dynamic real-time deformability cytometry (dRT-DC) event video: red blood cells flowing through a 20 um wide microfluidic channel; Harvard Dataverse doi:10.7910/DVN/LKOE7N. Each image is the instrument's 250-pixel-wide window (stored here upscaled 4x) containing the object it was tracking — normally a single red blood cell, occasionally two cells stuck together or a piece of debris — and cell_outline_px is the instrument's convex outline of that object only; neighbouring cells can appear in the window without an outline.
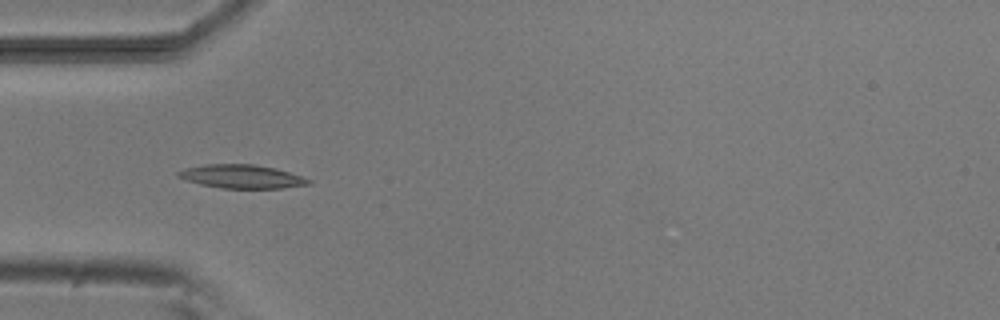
{"species": "common noctule bat (a hibernating species)", "species_latin": "Nyctalus noctula", "temperature_condition": "room temperature", "stored_images_in_passage": 5, "camera_frame_rate_fps": 3000, "um_per_image_px": 0.085, "animal": {"sex": "male", "body_mass_g": 20.5, "forearm_length_mm": 52.5}, "frame": {"image": 1, "passage_image": 4, "time_ms": 3.667, "image_size_px": [1000, 320], "cell_outline_px": [[312, 184], [284, 188], [220, 188], [200, 184], [176, 176], [176, 172], [184, 168], [204, 164], [252, 164], [276, 168], [312, 180]], "centroid_in_image_um": [20.54, 15.0], "position_along_channel_um": 64.5, "area_um2": 17.92}}
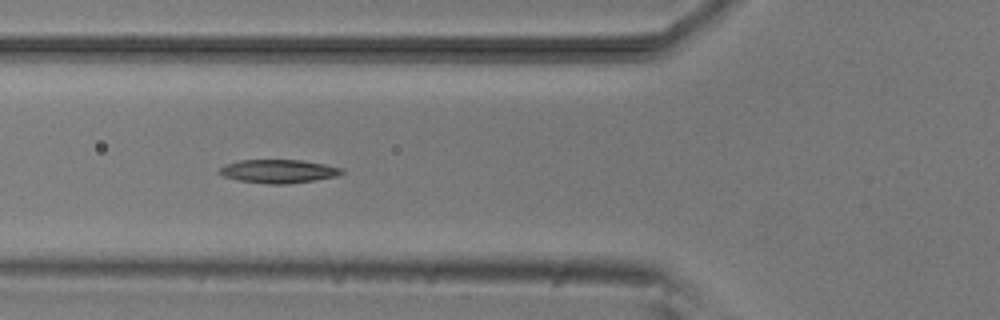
{"frame": {"image": 2, "passage_image": 5, "time_ms": 4.667, "image_size_px": [1000, 320], "cell_outline_px": [[344, 172], [336, 176], [288, 184], [268, 184], [240, 180], [224, 176], [216, 172], [224, 164], [240, 160], [300, 160], [324, 164], [344, 168]], "centroid_in_image_um": [23.65, 14.55], "position_along_channel_um": 102.2, "area_um2": 16.65}}